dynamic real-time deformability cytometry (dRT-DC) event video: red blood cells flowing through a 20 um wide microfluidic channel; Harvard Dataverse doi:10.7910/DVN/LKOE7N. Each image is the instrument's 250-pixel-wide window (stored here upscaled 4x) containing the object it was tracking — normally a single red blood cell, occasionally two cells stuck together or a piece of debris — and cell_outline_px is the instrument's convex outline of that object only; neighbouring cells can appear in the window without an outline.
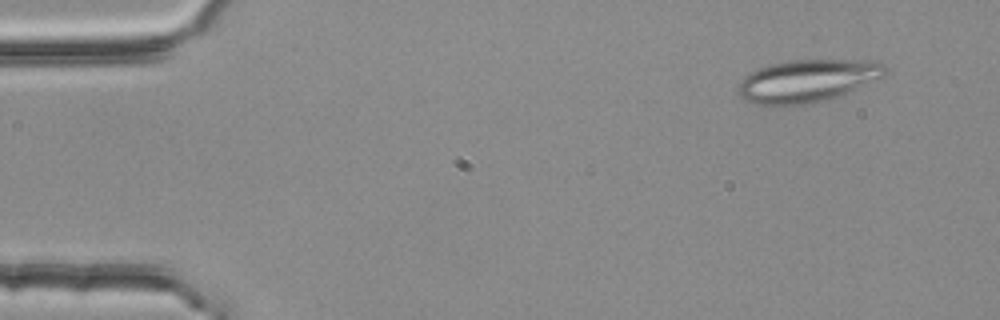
{"species": "common noctule bat (a hibernating species)", "species_latin": "Nyctalus noctula", "temperature_condition": "room temperature", "stored_images_in_passage": 4, "segment_of_instrument_passage": [1, 2], "camera_frame_rate_fps": 3000, "um_per_image_px": 0.085, "animal": {"sex": "female", "body_mass_g": 25.1}, "frame": {"image": 1, "passage_image": 1, "time_ms": 0.0, "image_size_px": [1000, 320], "cell_outline_px": [[888, 72], [884, 76], [840, 96], [828, 100], [812, 104], [788, 108], [756, 104], [744, 100], [736, 92], [736, 88], [740, 80], [744, 76], [760, 68], [772, 64], [792, 60], [872, 60], [884, 64], [888, 68]], "centroid_in_image_um": [68.6, 6.91], "position_along_channel_um": 16.4, "area_um2": 37.4}}